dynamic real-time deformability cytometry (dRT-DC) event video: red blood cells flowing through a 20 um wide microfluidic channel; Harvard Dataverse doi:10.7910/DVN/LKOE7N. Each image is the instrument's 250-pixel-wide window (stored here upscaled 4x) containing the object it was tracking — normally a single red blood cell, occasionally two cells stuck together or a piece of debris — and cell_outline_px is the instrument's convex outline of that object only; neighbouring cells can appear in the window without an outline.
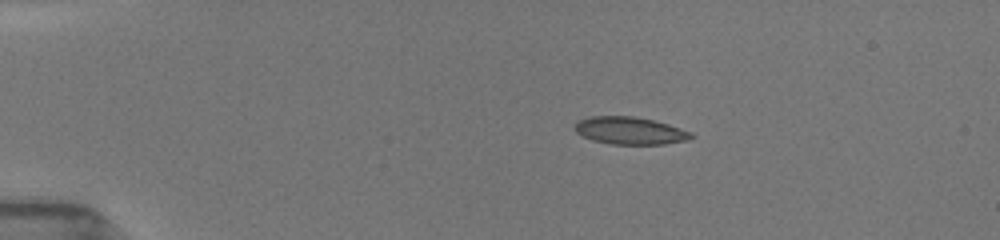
{"species": "common noctule bat (a hibernating species)", "species_latin": "Nyctalus noctula", "temperature_condition": "room temperature", "stored_images_in_passage": 43, "camera_frame_rate_fps": 3000, "um_per_image_px": 0.085, "animal": {"sex": "female", "body_mass_g": 19.5, "forearm_length_mm": 54.1}, "frame": {"image": 1, "passage_image": 1, "time_ms": 0.0, "image_size_px": [1000, 240], "cell_outline_px": [[696, 136], [688, 140], [664, 144], [612, 144], [592, 140], [576, 132], [572, 128], [572, 124], [576, 120], [592, 116], [632, 116], [652, 120], [668, 124], [692, 132]], "centroid_in_image_um": [53.51, 11.1], "position_along_channel_um": 31.5, "area_um2": 18.79}}
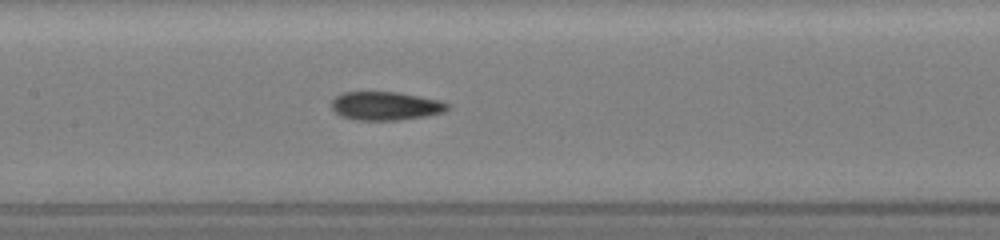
{"frame": {"image": 2, "passage_image": 17, "time_ms": 5.333, "image_size_px": [1000, 240], "cell_outline_px": [[448, 108], [444, 112], [424, 116], [396, 120], [356, 120], [340, 116], [332, 108], [332, 100], [336, 96], [344, 92], [396, 92], [440, 100], [448, 104]], "centroid_in_image_um": [32.75, 9.0], "position_along_channel_um": 174.7, "area_um2": 19.07}}
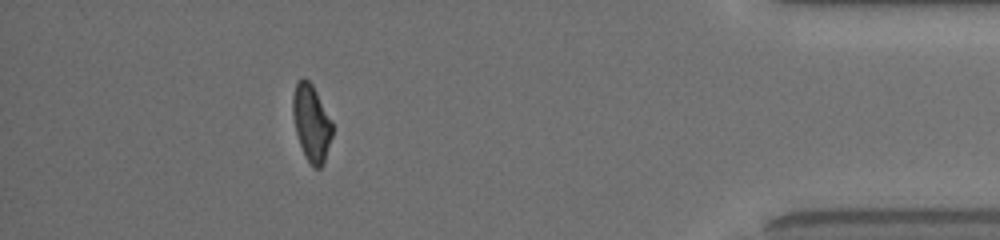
{"frame": {"image": 3, "passage_image": 38, "time_ms": 12.333, "image_size_px": [1000, 240], "cell_outline_px": [[332, 136], [324, 164], [320, 168], [312, 168], [304, 156], [296, 132], [292, 112], [292, 96], [296, 84], [304, 76], [312, 84], [332, 120]], "centroid_in_image_um": [26.47, 10.48], "position_along_channel_um": 408.7, "area_um2": 17.8}, "authors_computed_cell_mechanics": {"area_um2": 18.9006, "velocity_mm_per_s": 3.9584, "shape_relaxation_time_tau1_ms": 7.8767, "shape_relaxation_time_tau2_ms": 2.7378, "deformation_change_tau1": 0.2287, "deformation_change_tau2": 0.1031}}